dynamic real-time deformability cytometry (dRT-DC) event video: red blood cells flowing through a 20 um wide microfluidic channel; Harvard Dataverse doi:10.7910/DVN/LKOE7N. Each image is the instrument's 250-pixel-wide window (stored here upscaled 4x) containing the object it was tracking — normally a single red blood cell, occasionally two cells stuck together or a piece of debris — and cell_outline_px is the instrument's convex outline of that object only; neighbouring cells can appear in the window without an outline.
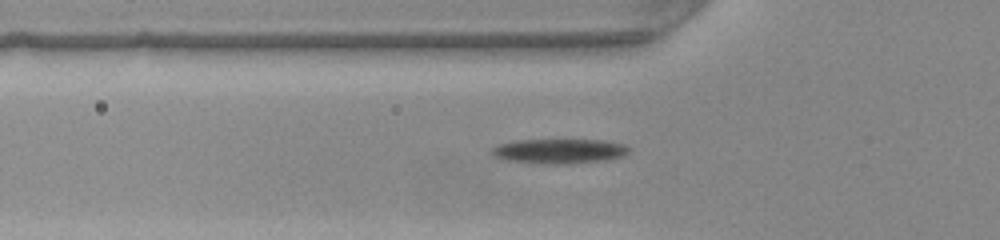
{"species": "common noctule bat (a hibernating species)", "species_latin": "Nyctalus noctula", "temperature_condition": "warm", "stored_images_in_passage": 40, "camera_frame_rate_fps": 3000, "um_per_image_px": 0.085, "animal": {"sex": "female", "body_mass_g": 22.0, "forearm_length_mm": 56.7}, "frame": {"image": 1, "passage_image": 13, "time_ms": 4.0, "image_size_px": [1000, 240], "cell_outline_px": [[628, 152], [624, 156], [604, 160], [568, 164], [544, 164], [508, 160], [496, 156], [492, 152], [492, 148], [500, 144], [516, 140], [600, 140], [624, 144], [628, 148]], "centroid_in_image_um": [47.56, 12.85], "position_along_channel_um": 78.2, "area_um2": 19.48}}
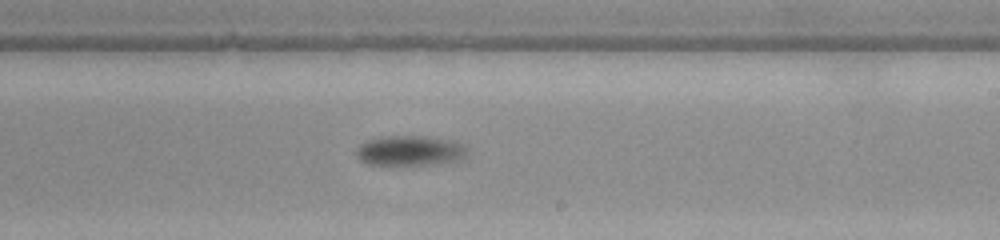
{"frame": {"image": 2, "passage_image": 26, "time_ms": 8.333, "image_size_px": [1000, 240], "cell_outline_px": [[468, 152], [464, 160], [392, 168], [388, 168], [364, 164], [356, 156], [356, 152], [360, 144], [368, 140], [388, 136], [420, 136], [444, 140], [464, 144]], "centroid_in_image_um": [34.78, 12.88], "position_along_channel_um": 254.2, "area_um2": 20.11}}
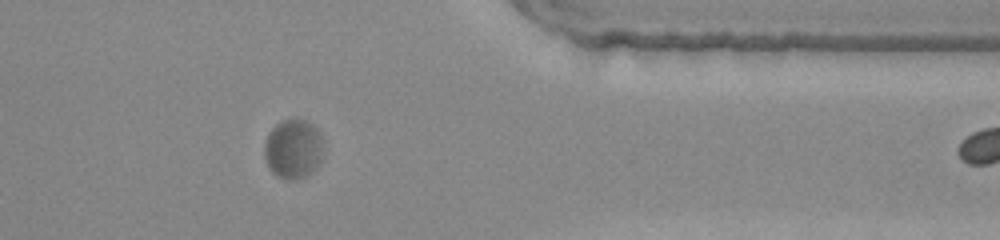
{"frame": {"image": 3, "passage_image": 37, "time_ms": 12.0, "image_size_px": [1000, 240], "cell_outline_px": [[324, 152], [316, 168], [308, 176], [300, 180], [288, 180], [276, 176], [268, 168], [264, 156], [264, 144], [268, 132], [276, 124], [284, 120], [296, 116], [312, 124], [316, 128], [320, 136]], "centroid_in_image_um": [24.91, 12.67], "position_along_channel_um": 386.5, "area_um2": 20.98}, "authors_computed_cell_mechanics": {"area_um2": 20.1722, "velocity_mm_per_s": 4.0612, "shape_relaxation_time_tau1_ms": 3.4595, "shape_relaxation_time_tau2_ms": null, "deformation_change_tau1": 0.1553, "deformation_change_tau2": null}}